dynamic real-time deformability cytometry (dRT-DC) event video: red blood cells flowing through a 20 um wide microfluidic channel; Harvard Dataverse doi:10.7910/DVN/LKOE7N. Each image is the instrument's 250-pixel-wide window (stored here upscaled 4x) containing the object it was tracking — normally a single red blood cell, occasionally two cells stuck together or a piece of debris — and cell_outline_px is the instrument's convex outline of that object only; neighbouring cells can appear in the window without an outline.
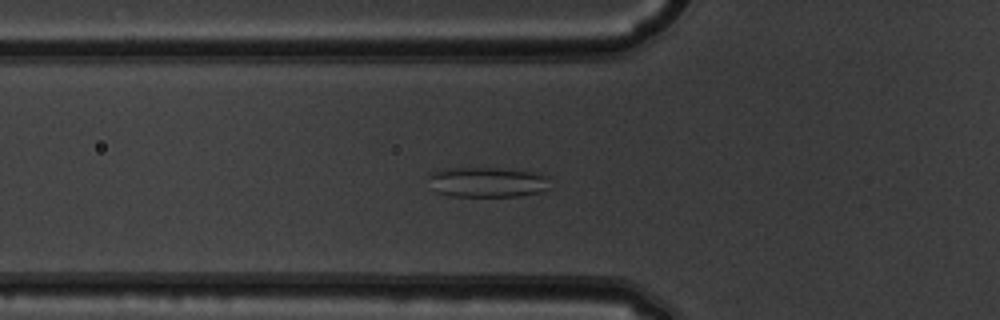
{"species": "common noctule bat (a hibernating species)", "species_latin": "Nyctalus noctula", "temperature_condition": "warm", "stored_images_in_passage": 37, "segment_of_instrument_passage": [1, 2], "camera_frame_rate_fps": 3000, "um_per_image_px": 0.085, "animal": {"sex": "male", "body_mass_g": 19.5, "forearm_length_mm": 54.6}, "frame": {"image": 1, "passage_image": 2, "time_ms": 0.333, "image_size_px": [1000, 320], "cell_outline_px": [[548, 188], [540, 192], [516, 196], [452, 196], [436, 192], [424, 176], [428, 172], [440, 168], [496, 168], [536, 172], [548, 176]], "centroid_in_image_um": [41.32, 15.46], "position_along_channel_um": 84.5, "area_um2": 21.68}}
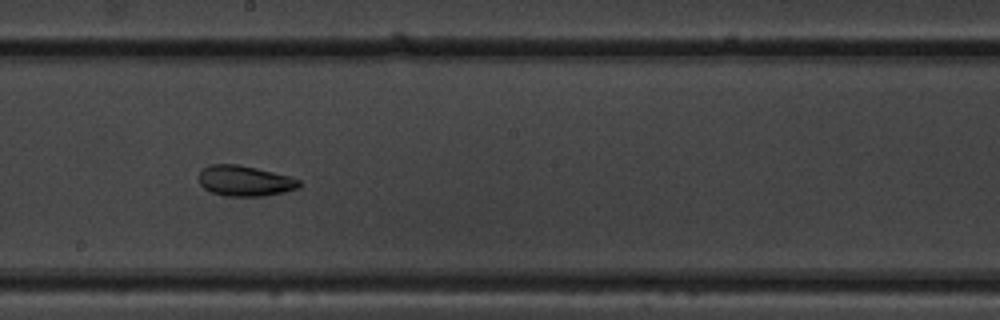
{"frame": {"image": 2, "passage_image": 13, "time_ms": 4.0, "image_size_px": [1000, 320], "cell_outline_px": [[300, 188], [284, 192], [264, 196], [224, 196], [212, 192], [204, 188], [200, 184], [200, 168], [208, 164], [236, 164], [256, 168], [288, 176], [300, 180]], "centroid_in_image_um": [20.79, 15.37], "position_along_channel_um": 227.4, "area_um2": 17.86}}
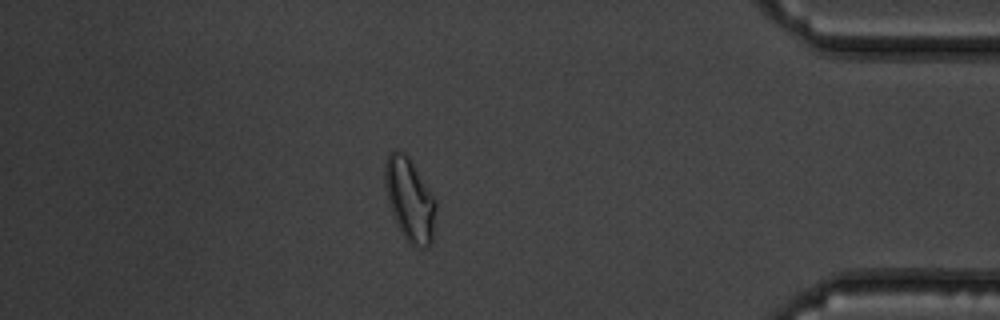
{"frame": {"image": 3, "passage_image": 29, "time_ms": 9.333, "image_size_px": [1000, 320], "cell_outline_px": [[436, 208], [432, 240], [428, 248], [420, 248], [412, 244], [404, 236], [396, 224], [388, 200], [384, 184], [384, 164], [388, 156], [396, 148], [400, 148], [408, 156], [436, 200]], "centroid_in_image_um": [34.82, 16.94], "position_along_channel_um": 400.4, "area_um2": 24.57}}